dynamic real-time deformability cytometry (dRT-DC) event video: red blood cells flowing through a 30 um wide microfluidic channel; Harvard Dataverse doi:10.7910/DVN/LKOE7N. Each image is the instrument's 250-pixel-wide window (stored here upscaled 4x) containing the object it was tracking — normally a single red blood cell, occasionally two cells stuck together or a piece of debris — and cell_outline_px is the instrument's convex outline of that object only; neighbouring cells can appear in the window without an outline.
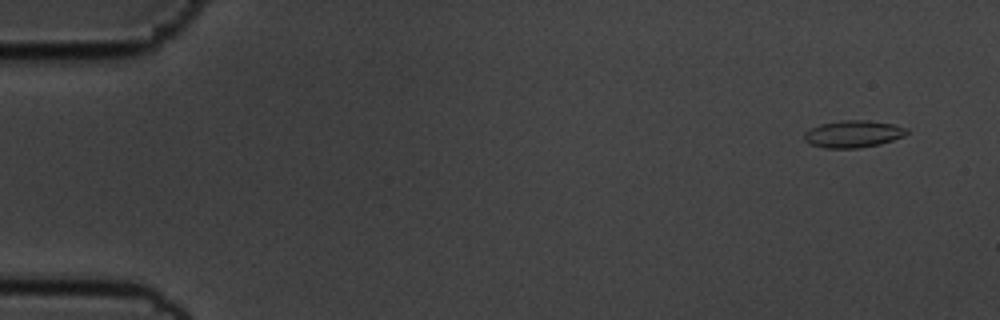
{"species": "common noctule bat (a hibernating species)", "species_latin": "Nyctalus noctula", "temperature_condition": "cold", "stored_images_in_passage": 54, "camera_frame_rate_fps": 3000, "um_per_image_px": 0.085, "animal": {"sex": "male", "body_mass_g": 19.5, "forearm_length_mm": 54.6}, "frame": {"image": 1, "passage_image": 1, "time_ms": 0.0, "image_size_px": [1000, 320], "cell_outline_px": [[908, 132], [904, 136], [880, 144], [860, 148], [824, 148], [808, 144], [804, 140], [804, 132], [820, 124], [840, 120], [868, 120], [892, 124], [908, 128]], "centroid_in_image_um": [72.5, 11.39], "position_along_channel_um": 12.5, "area_um2": 16.3}}
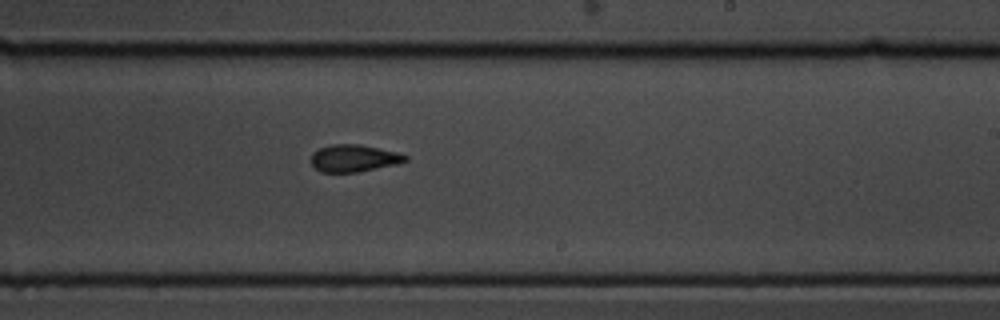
{"frame": {"image": 2, "passage_image": 32, "time_ms": 10.333, "image_size_px": [1000, 320], "cell_outline_px": [[408, 160], [396, 164], [360, 172], [320, 172], [312, 164], [312, 152], [320, 148], [332, 144], [360, 144], [396, 152], [408, 156]], "centroid_in_image_um": [30.08, 13.45], "position_along_channel_um": 258.9, "area_um2": 14.85}}
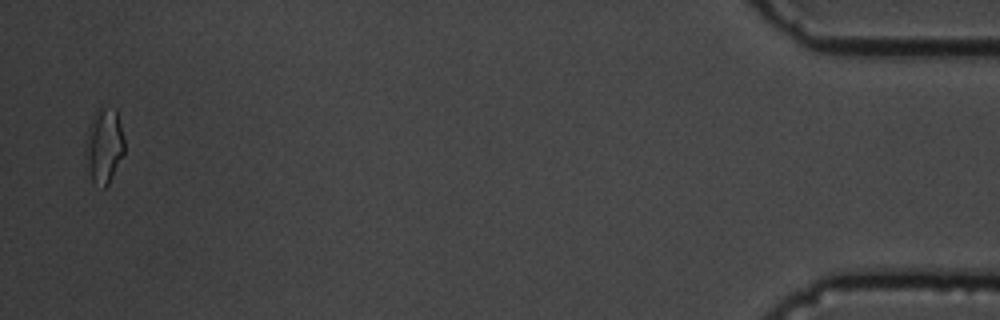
{"frame": {"image": 3, "passage_image": 53, "time_ms": 17.333, "image_size_px": [1000, 320], "cell_outline_px": [[124, 152], [108, 184], [104, 188], [92, 180], [84, 152], [84, 144], [88, 124], [92, 116], [100, 104], [116, 108], [124, 140]], "centroid_in_image_um": [8.82, 12.28], "position_along_channel_um": 426.4, "area_um2": 17.22}, "authors_computed_cell_mechanics": {"area_um2": 15.3459, "velocity_mm_per_s": 3.5749, "shape_relaxation_time_tau1_ms": 3.6603, "shape_relaxation_time_tau2_ms": 2.2736, "deformation_change_tau1": 0.1459, "deformation_change_tau2": 0.0932}}